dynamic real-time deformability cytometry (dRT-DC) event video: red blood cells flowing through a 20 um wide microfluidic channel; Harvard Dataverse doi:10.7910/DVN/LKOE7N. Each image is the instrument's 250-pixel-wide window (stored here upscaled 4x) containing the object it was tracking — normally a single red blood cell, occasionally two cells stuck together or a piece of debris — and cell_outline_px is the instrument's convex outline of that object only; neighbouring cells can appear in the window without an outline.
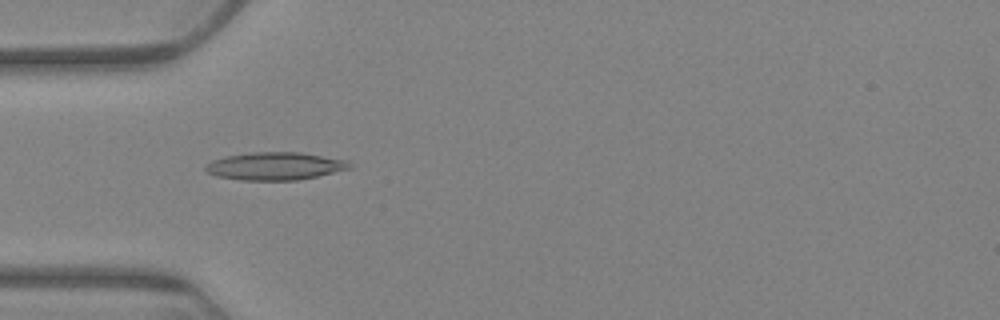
{"species": "Egyptian fruit bat (a non-hibernating species)", "species_latin": "Rousettus aegyptiacus", "temperature_condition": "warm", "stored_images_in_passage": 63, "camera_frame_rate_fps": 3000, "um_per_image_px": 0.085, "animal": {"sex": "female"}, "frame": {"image": 1, "passage_image": 20, "time_ms": 6.333, "image_size_px": [1000, 320], "cell_outline_px": [[352, 168], [316, 176], [296, 180], [240, 180], [216, 176], [208, 172], [204, 168], [212, 160], [224, 156], [252, 152], [300, 152], [348, 160], [352, 164]], "centroid_in_image_um": [23.39, 14.11], "position_along_channel_um": 61.6, "area_um2": 23.29}}
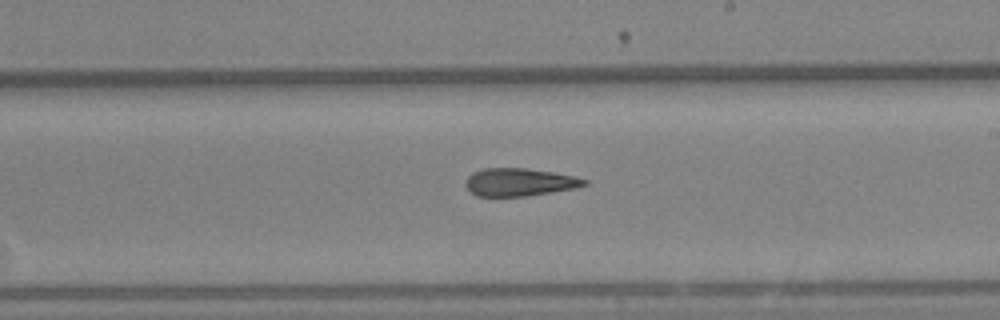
{"frame": {"image": 2, "passage_image": 37, "time_ms": 12.0, "image_size_px": [1000, 320], "cell_outline_px": [[588, 184], [576, 188], [524, 196], [476, 196], [464, 184], [464, 180], [472, 172], [484, 168], [524, 168], [552, 172], [572, 176], [588, 180]], "centroid_in_image_um": [44.11, 15.48], "position_along_channel_um": 244.9, "area_um2": 19.13}}
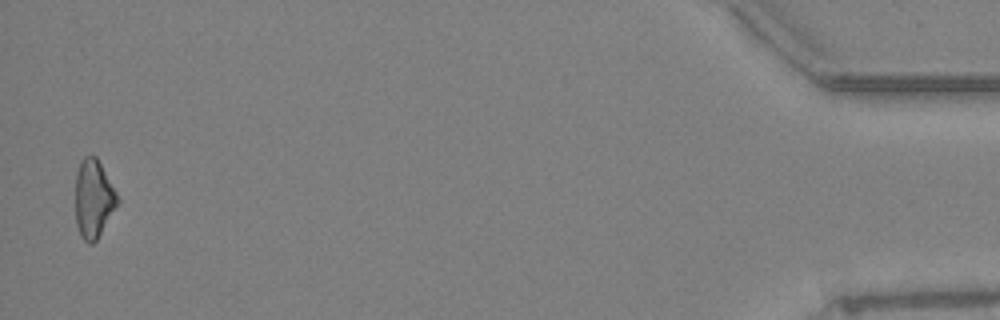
{"frame": {"image": 3, "passage_image": 62, "time_ms": 20.333, "image_size_px": [1000, 320], "cell_outline_px": [[120, 200], [96, 240], [92, 244], [88, 244], [80, 236], [76, 224], [76, 172], [80, 160], [84, 156], [96, 156], [116, 192]], "centroid_in_image_um": [7.93, 16.89], "position_along_channel_um": 427.3, "area_um2": 19.02}, "authors_computed_cell_mechanics": {"area_um2": 20.0566, "velocity_mm_per_s": 3.2704, "shape_relaxation_time_tau1_ms": null, "shape_relaxation_time_tau2_ms": 7.1223, "deformation_change_tau1": null, "deformation_change_tau2": 0.1991}}